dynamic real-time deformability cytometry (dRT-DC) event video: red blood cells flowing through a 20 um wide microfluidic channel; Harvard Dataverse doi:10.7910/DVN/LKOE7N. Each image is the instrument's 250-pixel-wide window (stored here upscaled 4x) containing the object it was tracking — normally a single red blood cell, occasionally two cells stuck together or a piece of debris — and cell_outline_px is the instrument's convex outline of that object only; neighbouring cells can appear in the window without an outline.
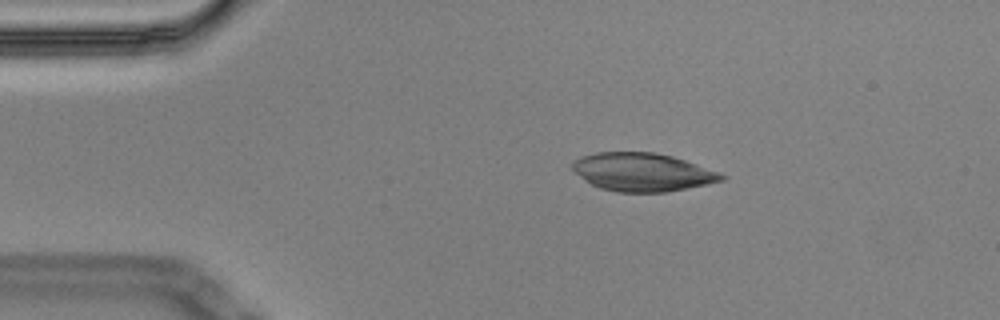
{"species": "Egyptian fruit bat (a non-hibernating species)", "species_latin": "Rousettus aegyptiacus", "temperature_condition": "cold", "stored_images_in_passage": 6, "camera_frame_rate_fps": 3000, "um_per_image_px": 0.085, "animal": {"sex": "male"}, "frame": {"image": 1, "passage_image": 1, "time_ms": 0.0, "image_size_px": [1000, 320], "cell_outline_px": [[728, 176], [724, 180], [708, 184], [668, 192], [616, 192], [600, 188], [584, 180], [572, 168], [572, 164], [576, 160], [584, 156], [596, 152], [652, 152], [672, 156], [720, 172]], "centroid_in_image_um": [54.64, 14.64], "position_along_channel_um": 30.4, "area_um2": 33.12}}
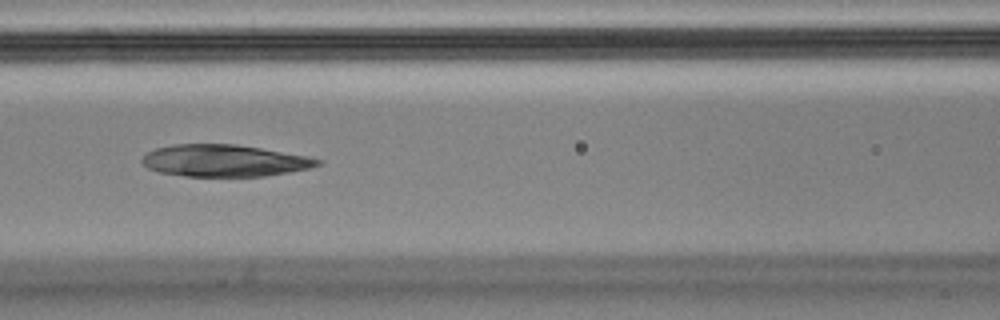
{"frame": {"image": 2, "passage_image": 5, "time_ms": 1.333, "image_size_px": [1000, 320], "cell_outline_px": [[320, 164], [312, 168], [264, 176], [188, 176], [160, 172], [148, 168], [140, 160], [148, 152], [156, 148], [172, 144], [236, 144], [260, 148], [304, 156], [320, 160]], "centroid_in_image_um": [19.03, 13.65], "position_along_channel_um": 147.6, "area_um2": 32.25}}
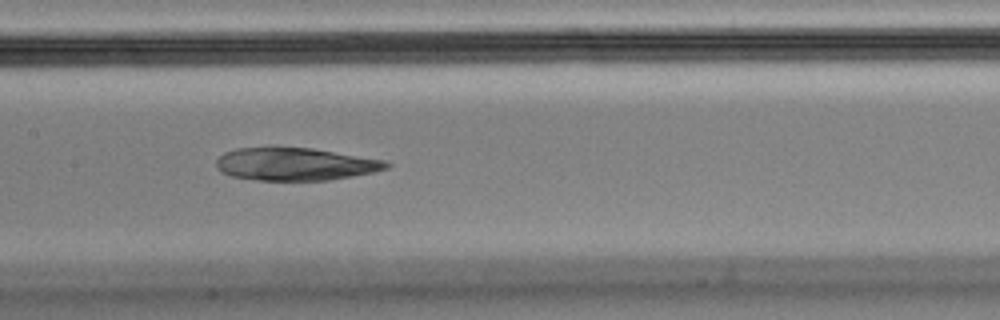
{"frame": {"image": 3, "passage_image": 6, "time_ms": 1.667, "image_size_px": [1000, 320], "cell_outline_px": [[392, 164], [388, 168], [372, 172], [352, 176], [328, 180], [260, 180], [232, 176], [220, 172], [216, 168], [216, 160], [224, 152], [236, 148], [312, 148], [384, 160]], "centroid_in_image_um": [25.08, 13.95], "position_along_channel_um": 182.3, "area_um2": 32.14}}